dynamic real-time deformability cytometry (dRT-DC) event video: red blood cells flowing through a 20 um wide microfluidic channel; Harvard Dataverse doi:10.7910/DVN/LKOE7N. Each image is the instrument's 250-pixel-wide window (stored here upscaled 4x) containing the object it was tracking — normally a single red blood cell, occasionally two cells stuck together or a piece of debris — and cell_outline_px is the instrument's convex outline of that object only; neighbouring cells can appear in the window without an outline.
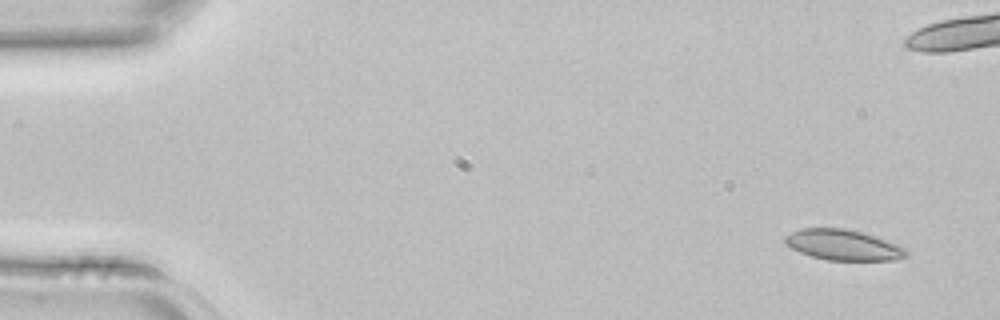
{"species": "common noctule bat (a hibernating species)", "species_latin": "Nyctalus noctula", "temperature_condition": "room temperature", "stored_images_in_passage": 6, "camera_frame_rate_fps": 3000, "um_per_image_px": 0.085, "animal": {"sex": "female", "body_mass_g": 22.7, "forearm_length_mm": 54.2}, "frame": {"image": 1, "passage_image": 1, "time_ms": 0.0, "image_size_px": [1000, 320], "cell_outline_px": [[908, 256], [892, 260], [828, 260], [812, 256], [800, 252], [784, 244], [784, 236], [800, 228], [844, 228], [864, 232], [900, 244], [908, 252]], "centroid_in_image_um": [71.69, 20.81], "position_along_channel_um": 13.3, "area_um2": 21.79}}